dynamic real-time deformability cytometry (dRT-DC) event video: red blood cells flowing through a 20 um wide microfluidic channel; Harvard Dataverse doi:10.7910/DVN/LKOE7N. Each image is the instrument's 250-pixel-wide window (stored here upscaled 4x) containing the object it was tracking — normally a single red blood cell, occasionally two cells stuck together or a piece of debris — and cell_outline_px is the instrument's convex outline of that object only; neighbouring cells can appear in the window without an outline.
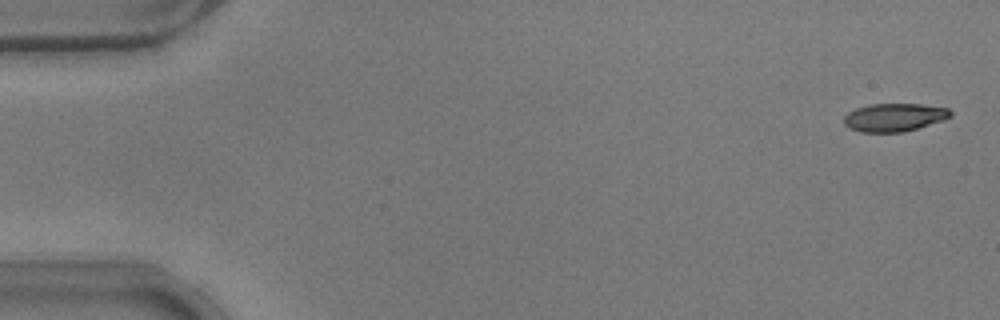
{"species": "common noctule bat (a hibernating species)", "species_latin": "Nyctalus noctula", "temperature_condition": "warm", "stored_images_in_passage": 52, "camera_frame_rate_fps": 3000, "um_per_image_px": 0.085, "animal": {"sex": "male", "body_mass_g": 17.9}, "frame": {"image": 1, "passage_image": 1, "time_ms": 0.0, "image_size_px": [1000, 320], "cell_outline_px": [[952, 116], [944, 120], [904, 132], [860, 132], [844, 124], [844, 116], [848, 112], [856, 108], [868, 104], [920, 104], [948, 108], [952, 112]], "centroid_in_image_um": [76.03, 9.97], "position_along_channel_um": 9.0, "area_um2": 17.46}}
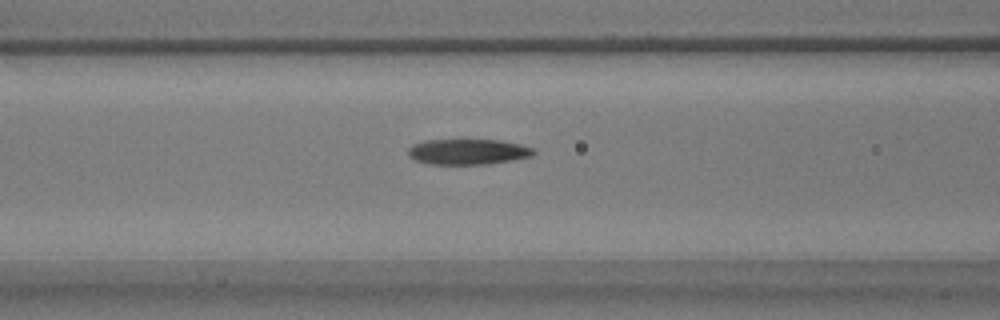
{"frame": {"image": 2, "passage_image": 21, "time_ms": 6.667, "image_size_px": [1000, 320], "cell_outline_px": [[536, 152], [532, 156], [512, 160], [488, 164], [428, 164], [416, 160], [408, 156], [408, 148], [412, 144], [424, 140], [500, 140], [520, 144], [532, 148]], "centroid_in_image_um": [39.75, 12.9], "position_along_channel_um": 126.8, "area_um2": 18.73}}
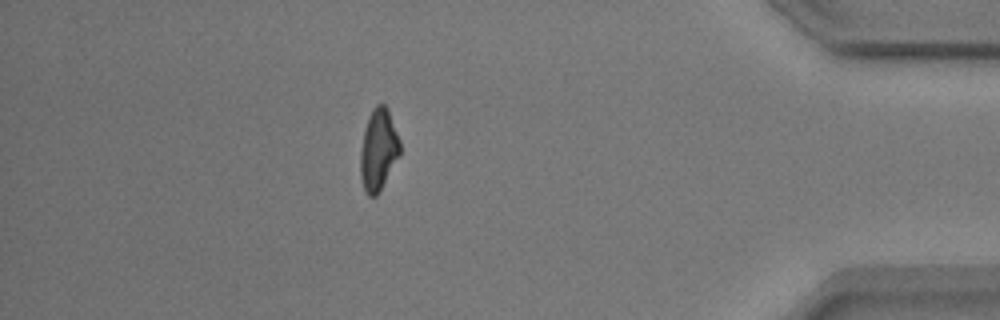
{"frame": {"image": 3, "passage_image": 46, "time_ms": 15.0, "image_size_px": [1000, 320], "cell_outline_px": [[400, 156], [376, 196], [368, 196], [364, 192], [360, 176], [360, 152], [364, 128], [368, 116], [372, 108], [376, 104], [384, 104], [388, 108], [400, 140]], "centroid_in_image_um": [32.15, 12.71], "position_along_channel_um": 403.0, "area_um2": 19.07}, "authors_computed_cell_mechanics": {"area_um2": 18.7561, "velocity_mm_per_s": 3.8193, "shape_relaxation_time_tau1_ms": 9.2351, "shape_relaxation_time_tau2_ms": 4.938, "deformation_change_tau1": 0.2631, "deformation_change_tau2": 0.1527}}